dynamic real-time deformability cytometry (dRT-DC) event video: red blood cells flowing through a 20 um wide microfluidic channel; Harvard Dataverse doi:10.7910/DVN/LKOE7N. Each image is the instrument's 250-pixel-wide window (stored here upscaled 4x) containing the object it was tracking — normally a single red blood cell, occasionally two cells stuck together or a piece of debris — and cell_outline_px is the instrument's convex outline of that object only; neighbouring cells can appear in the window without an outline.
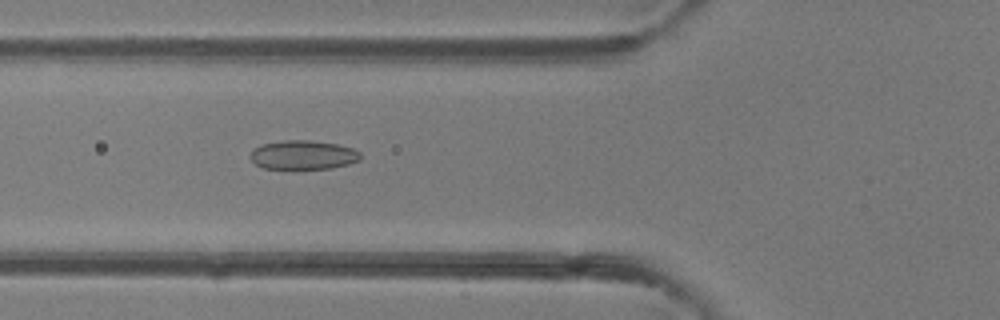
{"species": "common noctule bat (a hibernating species)", "species_latin": "Nyctalus noctula", "temperature_condition": "room temperature", "stored_images_in_passage": 48, "camera_frame_rate_fps": 3000, "um_per_image_px": 0.085, "animal": {"sex": "female"}, "frame": {"image": 1, "passage_image": 18, "time_ms": 5.667, "image_size_px": [1000, 320], "cell_outline_px": [[360, 160], [348, 164], [332, 168], [264, 168], [256, 164], [248, 156], [260, 144], [284, 140], [312, 140], [336, 144], [352, 148], [360, 152]], "centroid_in_image_um": [25.77, 13.16], "position_along_channel_um": 100.0, "area_um2": 18.5}}
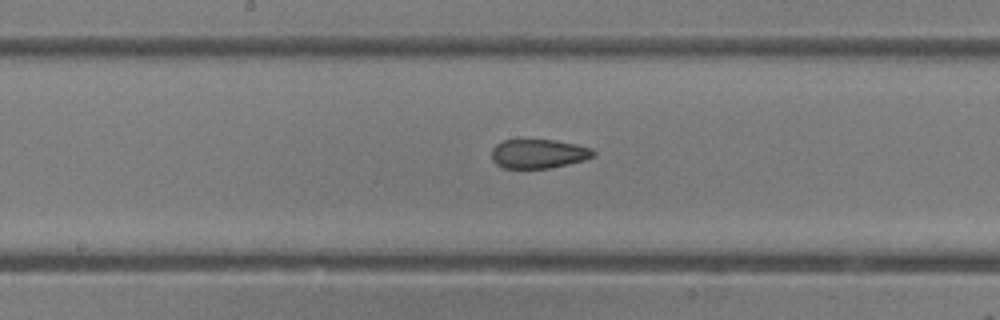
{"frame": {"image": 2, "passage_image": 25, "time_ms": 8.0, "image_size_px": [1000, 320], "cell_outline_px": [[596, 152], [592, 156], [584, 160], [548, 168], [504, 168], [496, 164], [492, 160], [492, 148], [496, 144], [504, 140], [556, 140], [576, 144], [592, 148]], "centroid_in_image_um": [45.76, 13.06], "position_along_channel_um": 202.4, "area_um2": 17.17}}
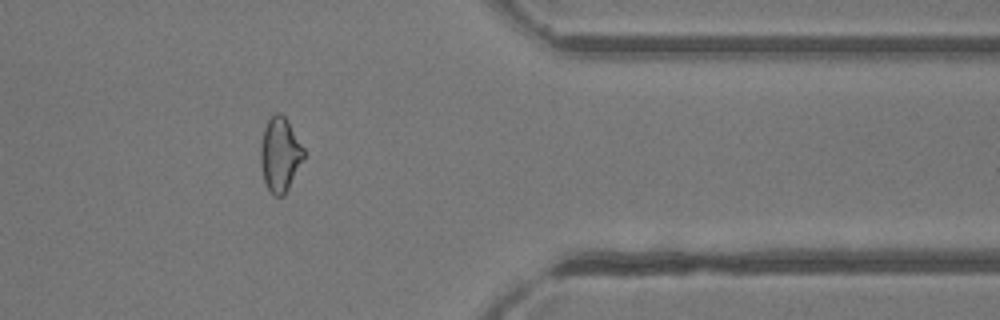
{"frame": {"image": 3, "passage_image": 39, "time_ms": 12.667, "image_size_px": [1000, 320], "cell_outline_px": [[304, 156], [284, 196], [272, 196], [264, 180], [260, 164], [260, 144], [264, 128], [268, 120], [276, 112], [280, 112], [288, 120], [304, 148]], "centroid_in_image_um": [23.78, 13.12], "position_along_channel_um": 387.6, "area_um2": 18.61}, "authors_computed_cell_mechanics": {"area_um2": 19.5653, "velocity_mm_per_s": 4.3486, "shape_relaxation_time_tau1_ms": null, "shape_relaxation_time_tau2_ms": 1.2184, "deformation_change_tau1": null, "deformation_change_tau2": 0.0741}}